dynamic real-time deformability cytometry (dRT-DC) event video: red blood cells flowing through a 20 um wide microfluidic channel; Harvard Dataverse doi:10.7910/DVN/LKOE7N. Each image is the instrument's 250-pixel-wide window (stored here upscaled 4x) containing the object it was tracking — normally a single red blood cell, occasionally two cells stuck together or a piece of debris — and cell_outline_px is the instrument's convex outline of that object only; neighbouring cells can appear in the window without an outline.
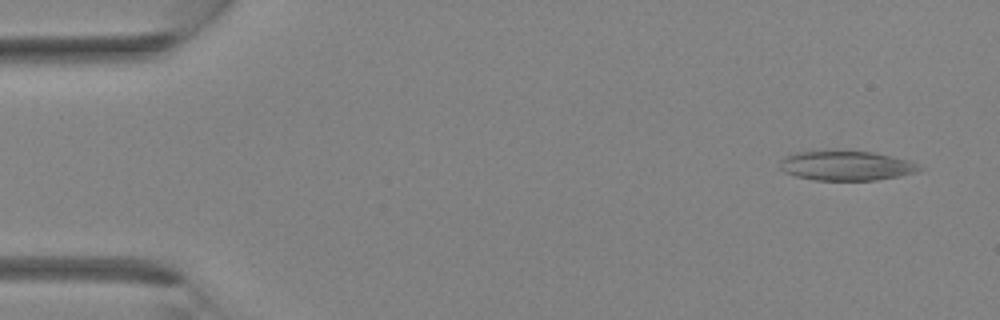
{"species": "Egyptian fruit bat (a non-hibernating species)", "species_latin": "Rousettus aegyptiacus", "temperature_condition": "room temperature", "stored_images_in_passage": 34, "camera_frame_rate_fps": 3000, "um_per_image_px": 0.085, "animal": {"sex": "female"}, "frame": {"image": 1, "passage_image": 2, "time_ms": 0.333, "image_size_px": [1000, 320], "cell_outline_px": [[924, 168], [916, 172], [876, 180], [816, 180], [796, 176], [784, 172], [780, 168], [780, 160], [784, 156], [796, 152], [836, 148], [872, 152], [892, 156], [908, 160]], "centroid_in_image_um": [71.87, 14.04], "position_along_channel_um": 13.1, "area_um2": 24.68}}
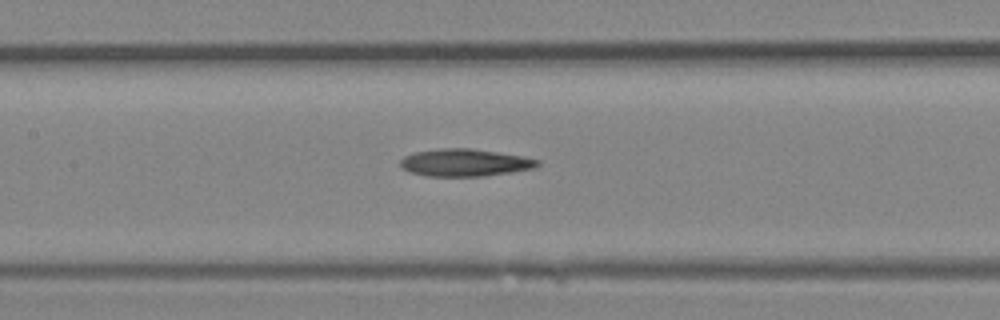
{"frame": {"image": 2, "passage_image": 16, "time_ms": 5.0, "image_size_px": [1000, 320], "cell_outline_px": [[540, 164], [536, 168], [512, 172], [484, 176], [424, 176], [400, 168], [400, 160], [404, 156], [416, 152], [440, 148], [472, 148], [524, 156], [540, 160]], "centroid_in_image_um": [39.54, 13.82], "position_along_channel_um": 167.9, "area_um2": 22.08}}
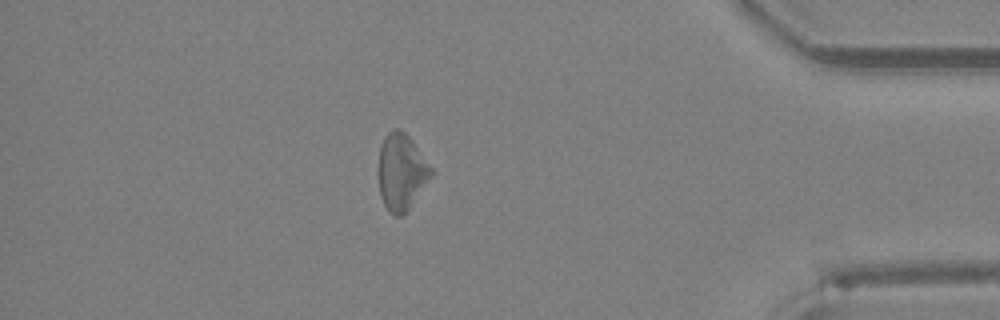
{"frame": {"image": 3, "passage_image": 30, "time_ms": 9.667, "image_size_px": [1000, 320], "cell_outline_px": [[432, 176], [408, 208], [400, 216], [396, 216], [388, 212], [380, 196], [376, 172], [380, 144], [384, 136], [392, 128], [400, 128], [412, 140], [432, 168]], "centroid_in_image_um": [34.06, 14.58], "position_along_channel_um": 401.1, "area_um2": 23.76}}